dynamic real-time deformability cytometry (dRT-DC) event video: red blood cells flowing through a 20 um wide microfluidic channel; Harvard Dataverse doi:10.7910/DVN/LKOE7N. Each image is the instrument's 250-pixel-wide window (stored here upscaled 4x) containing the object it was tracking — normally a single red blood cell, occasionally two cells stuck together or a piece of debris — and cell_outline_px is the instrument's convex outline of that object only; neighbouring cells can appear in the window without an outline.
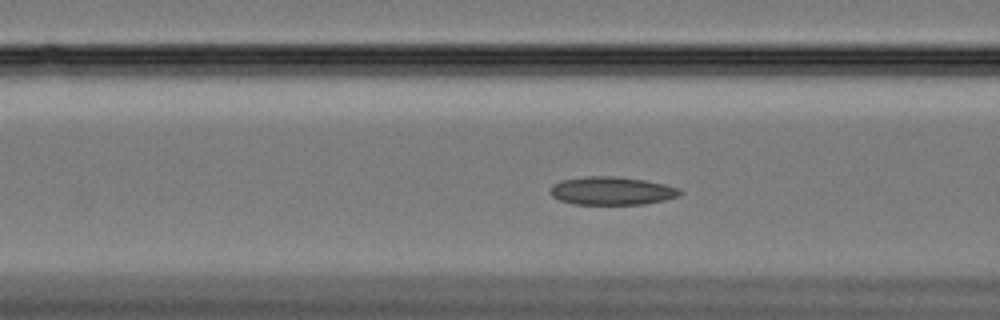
{"species": "Egyptian fruit bat (a non-hibernating species)", "species_latin": "Rousettus aegyptiacus", "temperature_condition": "cold", "stored_images_in_passage": 51, "camera_frame_rate_fps": 3000, "um_per_image_px": 0.085, "animal": {"sex": "female"}, "frame": {"image": 1, "passage_image": 18, "time_ms": 5.667, "image_size_px": [1000, 320], "cell_outline_px": [[684, 192], [680, 196], [664, 200], [644, 204], [572, 204], [560, 200], [552, 196], [548, 192], [552, 184], [560, 180], [588, 176], [616, 176], [644, 180], [664, 184], [680, 188]], "centroid_in_image_um": [52.0, 16.22], "position_along_channel_um": 114.6, "area_um2": 21.5}}
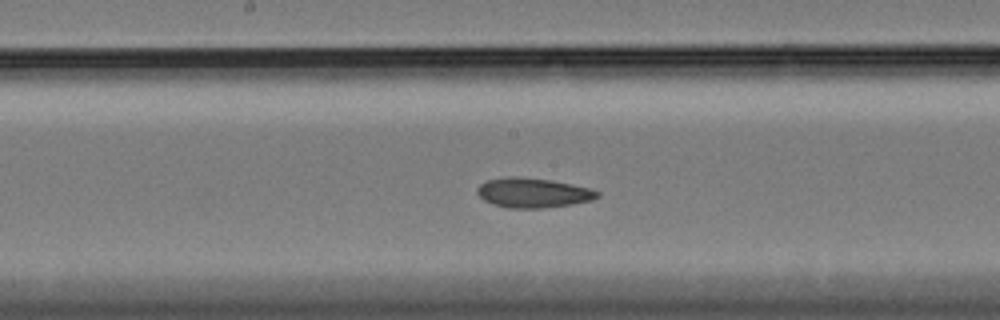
{"frame": {"image": 2, "passage_image": 26, "time_ms": 8.333, "image_size_px": [1000, 320], "cell_outline_px": [[600, 196], [592, 200], [572, 204], [544, 208], [508, 208], [492, 204], [484, 200], [476, 192], [476, 188], [480, 184], [488, 180], [552, 180], [588, 188], [600, 192]], "centroid_in_image_um": [45.36, 16.45], "position_along_channel_um": 202.8, "area_um2": 19.77}}
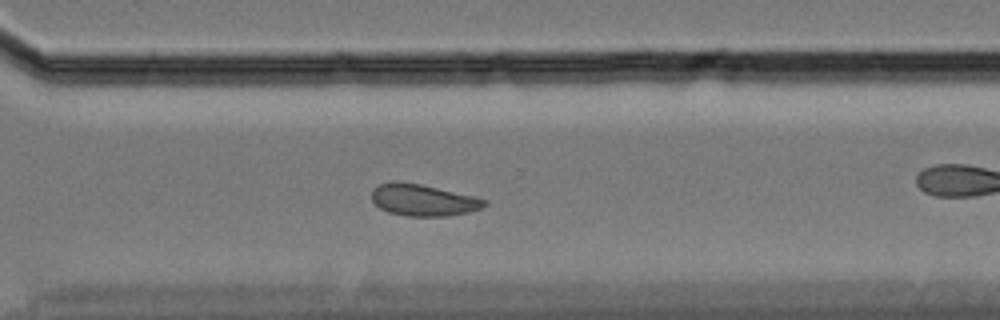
{"frame": {"image": 3, "passage_image": 38, "time_ms": 12.333, "image_size_px": [1000, 320], "cell_outline_px": [[488, 204], [480, 208], [468, 212], [448, 216], [404, 216], [388, 212], [380, 208], [372, 200], [372, 188], [380, 184], [392, 180], [396, 180], [420, 184], [476, 196], [488, 200]], "centroid_in_image_um": [35.96, 16.99], "position_along_channel_um": 334.6, "area_um2": 21.04}, "authors_computed_cell_mechanics": {"area_um2": 20.9814, "velocity_mm_per_s": 3.3066, "shape_relaxation_time_tau1_ms": 9.386, "shape_relaxation_time_tau2_ms": 2.9979, "deformation_change_tau1": 0.1344, "deformation_change_tau2": 0.0664}}